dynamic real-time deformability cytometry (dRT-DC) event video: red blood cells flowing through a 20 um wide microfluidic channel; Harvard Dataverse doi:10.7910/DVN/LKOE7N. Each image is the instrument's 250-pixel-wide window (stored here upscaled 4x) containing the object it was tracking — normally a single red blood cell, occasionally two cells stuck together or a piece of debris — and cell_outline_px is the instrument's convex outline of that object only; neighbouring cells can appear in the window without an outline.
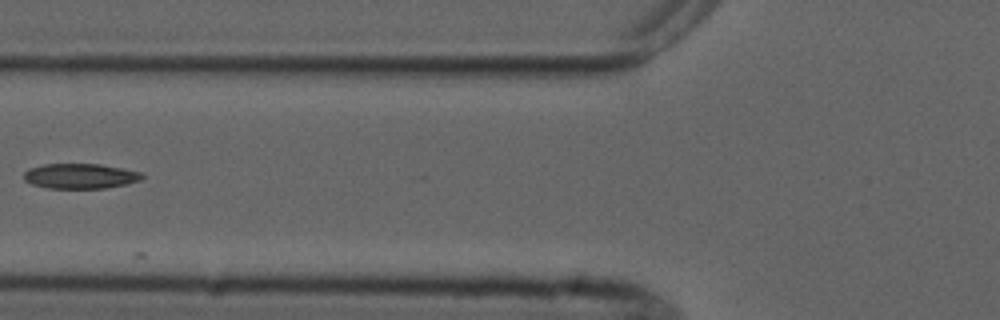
{"species": "common noctule bat (a hibernating species)", "species_latin": "Nyctalus noctula", "temperature_condition": "cold", "stored_images_in_passage": 3, "camera_frame_rate_fps": 3000, "um_per_image_px": 0.085, "animal": {"sex": "male", "forearm_length_mm": 52.5}, "frame": {"image": 1, "passage_image": 3, "time_ms": 2.667, "image_size_px": [1000, 320], "cell_outline_px": [[144, 176], [140, 180], [124, 184], [104, 188], [48, 188], [32, 184], [24, 180], [24, 172], [28, 168], [44, 164], [100, 164], [140, 172]], "centroid_in_image_um": [6.77, 14.96], "position_along_channel_um": 119.0, "area_um2": 17.11}}